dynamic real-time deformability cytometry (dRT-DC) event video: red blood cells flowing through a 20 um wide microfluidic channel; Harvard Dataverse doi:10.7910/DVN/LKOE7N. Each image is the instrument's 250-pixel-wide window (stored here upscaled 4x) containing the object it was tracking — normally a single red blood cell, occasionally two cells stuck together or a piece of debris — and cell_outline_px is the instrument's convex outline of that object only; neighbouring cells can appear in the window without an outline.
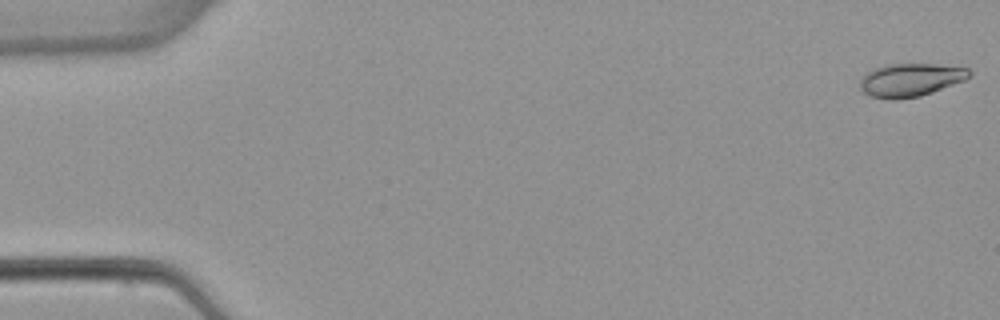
{"species": "common noctule bat (a hibernating species)", "species_latin": "Nyctalus noctula", "temperature_condition": "warm", "stored_images_in_passage": 6, "camera_frame_rate_fps": 3000, "um_per_image_px": 0.085, "animal": {"sex": "female", "body_mass_g": 22.7, "forearm_length_mm": 54.2}, "frame": {"image": 1, "passage_image": 1, "time_ms": 0.0, "image_size_px": [1000, 320], "cell_outline_px": [[972, 76], [964, 80], [932, 92], [920, 96], [896, 100], [892, 100], [868, 96], [860, 88], [860, 80], [868, 72], [876, 68], [888, 64], [936, 64], [968, 68], [972, 72]], "centroid_in_image_um": [77.4, 6.8], "position_along_channel_um": 7.6, "area_um2": 21.1}}
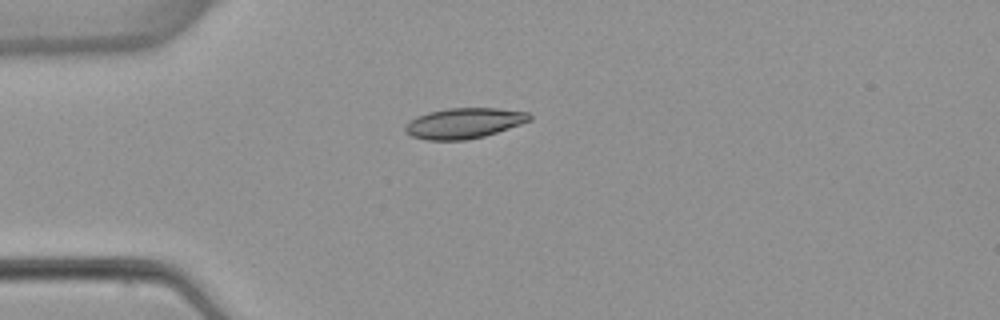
{"frame": {"image": 2, "passage_image": 4, "time_ms": 4.333, "image_size_px": [1000, 320], "cell_outline_px": [[532, 120], [484, 136], [468, 140], [424, 140], [412, 136], [404, 132], [404, 124], [408, 120], [416, 116], [428, 112], [448, 108], [496, 108], [528, 112], [532, 116]], "centroid_in_image_um": [39.39, 10.47], "position_along_channel_um": 45.6, "area_um2": 22.25}}
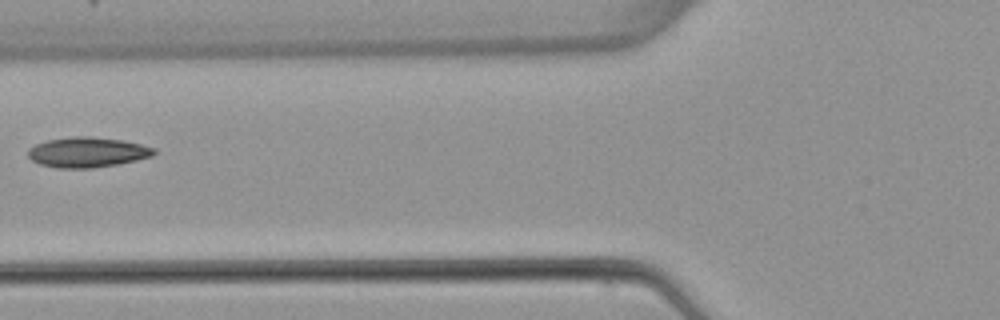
{"frame": {"image": 3, "passage_image": 6, "time_ms": 6.667, "image_size_px": [1000, 320], "cell_outline_px": [[156, 152], [152, 156], [136, 160], [116, 164], [92, 168], [56, 168], [40, 164], [32, 160], [28, 156], [28, 148], [36, 144], [48, 140], [72, 136], [92, 136], [124, 140], [156, 148]], "centroid_in_image_um": [7.42, 12.93], "position_along_channel_um": 118.4, "area_um2": 22.2}}